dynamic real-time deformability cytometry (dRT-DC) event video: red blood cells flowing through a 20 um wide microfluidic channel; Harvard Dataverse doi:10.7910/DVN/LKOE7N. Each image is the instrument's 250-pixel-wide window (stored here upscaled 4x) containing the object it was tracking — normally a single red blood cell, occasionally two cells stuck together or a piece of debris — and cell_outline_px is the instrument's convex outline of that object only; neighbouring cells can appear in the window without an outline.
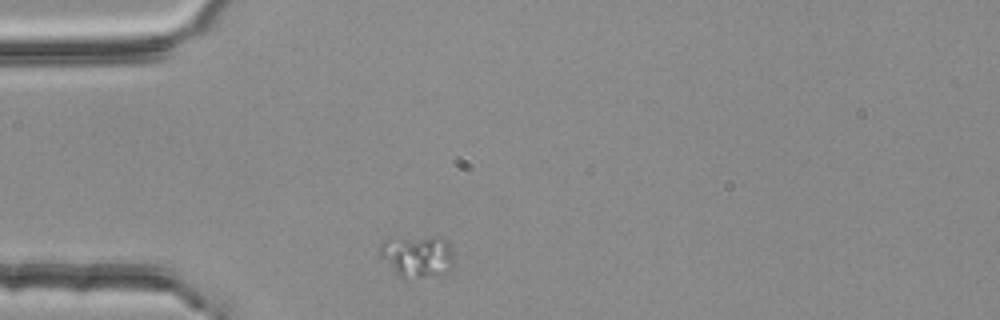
{"species": "common noctule bat (a hibernating species)", "species_latin": "Nyctalus noctula", "temperature_condition": "room temperature", "stored_images_in_passage": 32, "camera_frame_rate_fps": 3000, "um_per_image_px": 0.085, "animal": {"sex": "female", "body_mass_g": 25.1}, "frame": {"image": 1, "passage_image": 1, "time_ms": 0.0, "image_size_px": [1000, 320], "cell_outline_px": [[452, 268], [444, 272], [404, 280], [380, 256], [380, 244], [384, 240], [400, 236], [444, 236], [448, 240], [452, 252]], "centroid_in_image_um": [35.47, 21.71], "position_along_channel_um": 49.5, "area_um2": 18.32}}